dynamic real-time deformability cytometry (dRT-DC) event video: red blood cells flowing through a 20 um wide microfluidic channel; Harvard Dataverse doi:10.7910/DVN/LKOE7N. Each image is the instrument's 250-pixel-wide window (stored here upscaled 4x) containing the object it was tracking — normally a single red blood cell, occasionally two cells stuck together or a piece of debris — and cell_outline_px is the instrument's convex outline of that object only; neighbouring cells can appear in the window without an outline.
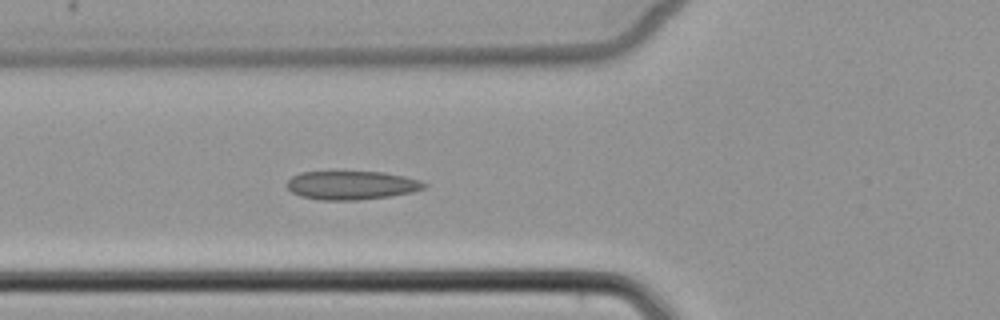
{"species": "common noctule bat (a hibernating species)", "species_latin": "Nyctalus noctula", "temperature_condition": "cold", "stored_images_in_passage": 5, "camera_frame_rate_fps": 3000, "um_per_image_px": 0.085, "animal": {"sex": "female", "body_mass_g": 22.7, "forearm_length_mm": 54.2}, "frame": {"image": 1, "passage_image": 5, "time_ms": 4.667, "image_size_px": [1000, 320], "cell_outline_px": [[428, 184], [424, 188], [412, 192], [388, 196], [356, 200], [320, 200], [300, 196], [292, 192], [288, 188], [288, 180], [292, 176], [300, 172], [384, 172], [404, 176], [420, 180]], "centroid_in_image_um": [29.88, 15.74], "position_along_channel_um": 95.9, "area_um2": 22.77}}